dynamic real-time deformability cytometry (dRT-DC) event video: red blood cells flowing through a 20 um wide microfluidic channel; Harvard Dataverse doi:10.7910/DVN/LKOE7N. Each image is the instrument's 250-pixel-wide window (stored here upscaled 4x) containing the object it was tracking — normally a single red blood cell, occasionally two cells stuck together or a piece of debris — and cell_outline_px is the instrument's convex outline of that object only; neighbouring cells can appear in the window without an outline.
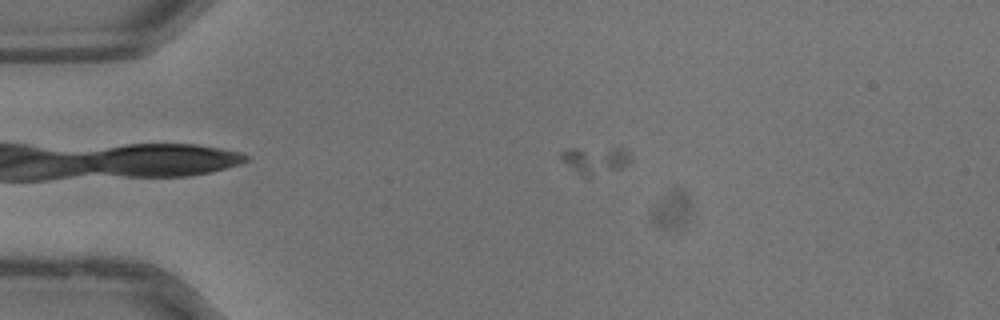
{"species": "common noctule bat (a hibernating species)", "species_latin": "Nyctalus noctula", "temperature_condition": "warm", "stored_images_in_passage": 38, "camera_frame_rate_fps": 3000, "um_per_image_px": 0.085, "animal": {"sex": "male", "body_mass_g": 13.3}, "frame": {"image": 1, "passage_image": 9, "time_ms": 2.667, "image_size_px": [1000, 320], "cell_outline_px": [[632, 160], [628, 164], [620, 168], [588, 176], [584, 176], [572, 168], [560, 156], [560, 152], [568, 148], [624, 148], [632, 156]], "centroid_in_image_um": [50.64, 13.56], "position_along_channel_um": 34.4, "area_um2": 10.75}}